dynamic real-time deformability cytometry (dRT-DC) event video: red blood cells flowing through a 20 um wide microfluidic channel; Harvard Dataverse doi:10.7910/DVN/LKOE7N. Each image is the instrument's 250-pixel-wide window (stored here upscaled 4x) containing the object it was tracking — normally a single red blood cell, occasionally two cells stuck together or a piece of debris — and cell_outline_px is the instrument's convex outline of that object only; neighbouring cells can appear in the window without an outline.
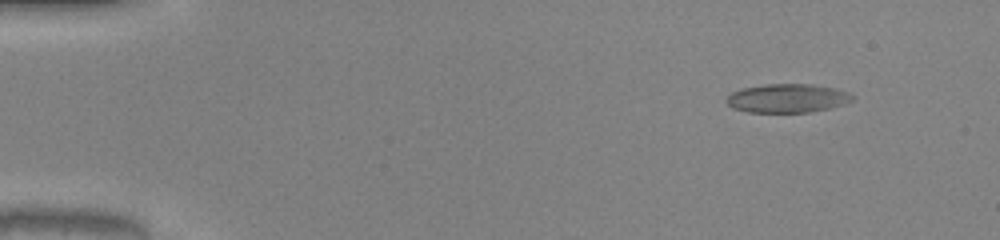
{"species": "common noctule bat (a hibernating species)", "species_latin": "Nyctalus noctula", "temperature_condition": "warm", "stored_images_in_passage": 13, "camera_frame_rate_fps": 3000, "um_per_image_px": 0.085, "animal": {"sex": "male", "body_mass_g": 20.0, "forearm_length_mm": 53.3}, "frame": {"image": 1, "passage_image": 6, "time_ms": 1.667, "image_size_px": [1000, 240], "cell_outline_px": [[856, 96], [852, 100], [844, 104], [828, 108], [808, 112], [748, 112], [732, 108], [724, 100], [732, 92], [744, 88], [768, 84], [812, 84], [836, 88], [848, 92]], "centroid_in_image_um": [66.94, 8.35], "position_along_channel_um": 18.1, "area_um2": 21.04}}